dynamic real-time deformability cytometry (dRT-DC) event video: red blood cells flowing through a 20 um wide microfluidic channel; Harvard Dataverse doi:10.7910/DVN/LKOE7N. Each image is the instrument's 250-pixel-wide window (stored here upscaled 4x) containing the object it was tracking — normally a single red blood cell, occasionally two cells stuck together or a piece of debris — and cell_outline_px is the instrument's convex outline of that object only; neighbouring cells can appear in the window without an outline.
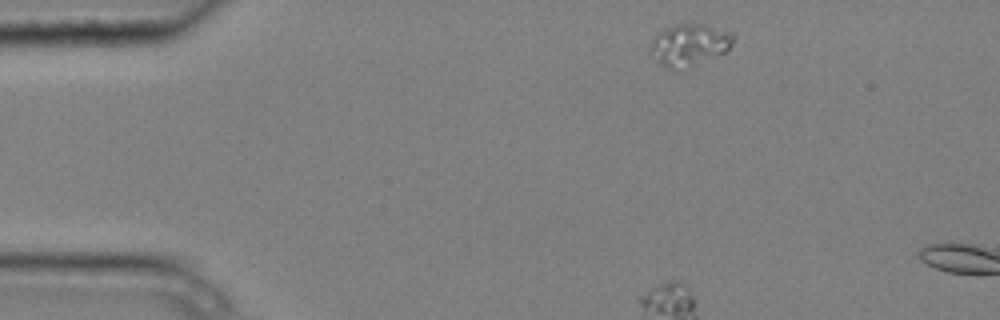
{"species": "common noctule bat (a hibernating species)", "species_latin": "Nyctalus noctula", "temperature_condition": "cold", "stored_images_in_passage": 2, "camera_frame_rate_fps": 3000, "um_per_image_px": 0.085, "animal": {"sex": "male", "body_mass_g": 20.4}, "frame": {"image": 1, "passage_image": 1, "time_ms": 0.0, "image_size_px": [1000, 320], "cell_outline_px": [[736, 36], [732, 44], [724, 52], [676, 72], [672, 72], [664, 68], [648, 52], [652, 40], [656, 32], [676, 24], [700, 24], [732, 32]], "centroid_in_image_um": [58.52, 3.84], "position_along_channel_um": 26.5, "area_um2": 20.46}}